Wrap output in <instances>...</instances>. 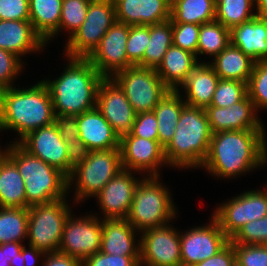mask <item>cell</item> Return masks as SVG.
<instances>
[{
  "label": "cell",
  "mask_w": 267,
  "mask_h": 266,
  "mask_svg": "<svg viewBox=\"0 0 267 266\" xmlns=\"http://www.w3.org/2000/svg\"><path fill=\"white\" fill-rule=\"evenodd\" d=\"M186 105L179 90H169L153 112L158 123V142L165 148L172 140L183 107Z\"/></svg>",
  "instance_id": "29"
},
{
  "label": "cell",
  "mask_w": 267,
  "mask_h": 266,
  "mask_svg": "<svg viewBox=\"0 0 267 266\" xmlns=\"http://www.w3.org/2000/svg\"><path fill=\"white\" fill-rule=\"evenodd\" d=\"M21 254L24 256L25 266H36L35 263L37 259L44 257L46 253L32 246H29V249L27 250L25 246H23L21 249Z\"/></svg>",
  "instance_id": "53"
},
{
  "label": "cell",
  "mask_w": 267,
  "mask_h": 266,
  "mask_svg": "<svg viewBox=\"0 0 267 266\" xmlns=\"http://www.w3.org/2000/svg\"><path fill=\"white\" fill-rule=\"evenodd\" d=\"M172 45V23L170 19L149 25V43L144 52V67L156 69L167 49Z\"/></svg>",
  "instance_id": "33"
},
{
  "label": "cell",
  "mask_w": 267,
  "mask_h": 266,
  "mask_svg": "<svg viewBox=\"0 0 267 266\" xmlns=\"http://www.w3.org/2000/svg\"><path fill=\"white\" fill-rule=\"evenodd\" d=\"M220 79L249 82L255 61L229 44L210 63Z\"/></svg>",
  "instance_id": "28"
},
{
  "label": "cell",
  "mask_w": 267,
  "mask_h": 266,
  "mask_svg": "<svg viewBox=\"0 0 267 266\" xmlns=\"http://www.w3.org/2000/svg\"><path fill=\"white\" fill-rule=\"evenodd\" d=\"M257 16L267 17V0H254Z\"/></svg>",
  "instance_id": "54"
},
{
  "label": "cell",
  "mask_w": 267,
  "mask_h": 266,
  "mask_svg": "<svg viewBox=\"0 0 267 266\" xmlns=\"http://www.w3.org/2000/svg\"><path fill=\"white\" fill-rule=\"evenodd\" d=\"M136 114L152 112L170 90L153 68L130 66L112 77Z\"/></svg>",
  "instance_id": "10"
},
{
  "label": "cell",
  "mask_w": 267,
  "mask_h": 266,
  "mask_svg": "<svg viewBox=\"0 0 267 266\" xmlns=\"http://www.w3.org/2000/svg\"><path fill=\"white\" fill-rule=\"evenodd\" d=\"M232 266H242L237 260H235L232 264Z\"/></svg>",
  "instance_id": "56"
},
{
  "label": "cell",
  "mask_w": 267,
  "mask_h": 266,
  "mask_svg": "<svg viewBox=\"0 0 267 266\" xmlns=\"http://www.w3.org/2000/svg\"><path fill=\"white\" fill-rule=\"evenodd\" d=\"M96 108L109 122L119 138L131 131L136 112L126 98L123 89L113 78L101 80L97 92Z\"/></svg>",
  "instance_id": "17"
},
{
  "label": "cell",
  "mask_w": 267,
  "mask_h": 266,
  "mask_svg": "<svg viewBox=\"0 0 267 266\" xmlns=\"http://www.w3.org/2000/svg\"><path fill=\"white\" fill-rule=\"evenodd\" d=\"M136 232L127 219H102L100 251L115 256H140V240L136 245Z\"/></svg>",
  "instance_id": "25"
},
{
  "label": "cell",
  "mask_w": 267,
  "mask_h": 266,
  "mask_svg": "<svg viewBox=\"0 0 267 266\" xmlns=\"http://www.w3.org/2000/svg\"><path fill=\"white\" fill-rule=\"evenodd\" d=\"M53 124L59 135L66 142L67 140L80 139L77 116L61 115L54 113Z\"/></svg>",
  "instance_id": "48"
},
{
  "label": "cell",
  "mask_w": 267,
  "mask_h": 266,
  "mask_svg": "<svg viewBox=\"0 0 267 266\" xmlns=\"http://www.w3.org/2000/svg\"><path fill=\"white\" fill-rule=\"evenodd\" d=\"M115 21L113 0H91L85 21L68 39L65 55L69 58H88Z\"/></svg>",
  "instance_id": "9"
},
{
  "label": "cell",
  "mask_w": 267,
  "mask_h": 266,
  "mask_svg": "<svg viewBox=\"0 0 267 266\" xmlns=\"http://www.w3.org/2000/svg\"><path fill=\"white\" fill-rule=\"evenodd\" d=\"M267 163L265 130H232L212 134L203 165L211 175L234 178Z\"/></svg>",
  "instance_id": "1"
},
{
  "label": "cell",
  "mask_w": 267,
  "mask_h": 266,
  "mask_svg": "<svg viewBox=\"0 0 267 266\" xmlns=\"http://www.w3.org/2000/svg\"><path fill=\"white\" fill-rule=\"evenodd\" d=\"M91 0H62L61 18L58 30L48 39L55 38V35L62 29L69 31V38L83 24Z\"/></svg>",
  "instance_id": "37"
},
{
  "label": "cell",
  "mask_w": 267,
  "mask_h": 266,
  "mask_svg": "<svg viewBox=\"0 0 267 266\" xmlns=\"http://www.w3.org/2000/svg\"><path fill=\"white\" fill-rule=\"evenodd\" d=\"M12 143L6 146L5 155L16 165L24 180L26 208L66 198L67 177L40 158L29 154L18 143Z\"/></svg>",
  "instance_id": "5"
},
{
  "label": "cell",
  "mask_w": 267,
  "mask_h": 266,
  "mask_svg": "<svg viewBox=\"0 0 267 266\" xmlns=\"http://www.w3.org/2000/svg\"><path fill=\"white\" fill-rule=\"evenodd\" d=\"M235 260L234 246L229 242L216 255L197 263L195 266H232Z\"/></svg>",
  "instance_id": "50"
},
{
  "label": "cell",
  "mask_w": 267,
  "mask_h": 266,
  "mask_svg": "<svg viewBox=\"0 0 267 266\" xmlns=\"http://www.w3.org/2000/svg\"><path fill=\"white\" fill-rule=\"evenodd\" d=\"M0 20H29V0H0Z\"/></svg>",
  "instance_id": "47"
},
{
  "label": "cell",
  "mask_w": 267,
  "mask_h": 266,
  "mask_svg": "<svg viewBox=\"0 0 267 266\" xmlns=\"http://www.w3.org/2000/svg\"><path fill=\"white\" fill-rule=\"evenodd\" d=\"M235 258L242 266H267V245L233 244Z\"/></svg>",
  "instance_id": "44"
},
{
  "label": "cell",
  "mask_w": 267,
  "mask_h": 266,
  "mask_svg": "<svg viewBox=\"0 0 267 266\" xmlns=\"http://www.w3.org/2000/svg\"><path fill=\"white\" fill-rule=\"evenodd\" d=\"M10 264L12 266H25L24 264V256L20 253L17 254V257L15 259H12Z\"/></svg>",
  "instance_id": "55"
},
{
  "label": "cell",
  "mask_w": 267,
  "mask_h": 266,
  "mask_svg": "<svg viewBox=\"0 0 267 266\" xmlns=\"http://www.w3.org/2000/svg\"><path fill=\"white\" fill-rule=\"evenodd\" d=\"M61 7L62 0H29V21L46 44L59 28Z\"/></svg>",
  "instance_id": "31"
},
{
  "label": "cell",
  "mask_w": 267,
  "mask_h": 266,
  "mask_svg": "<svg viewBox=\"0 0 267 266\" xmlns=\"http://www.w3.org/2000/svg\"><path fill=\"white\" fill-rule=\"evenodd\" d=\"M158 123L154 112L136 114L130 133L133 136L158 141Z\"/></svg>",
  "instance_id": "46"
},
{
  "label": "cell",
  "mask_w": 267,
  "mask_h": 266,
  "mask_svg": "<svg viewBox=\"0 0 267 266\" xmlns=\"http://www.w3.org/2000/svg\"><path fill=\"white\" fill-rule=\"evenodd\" d=\"M197 58L195 54L172 45L167 49L155 70L170 90H179L193 68L199 63Z\"/></svg>",
  "instance_id": "27"
},
{
  "label": "cell",
  "mask_w": 267,
  "mask_h": 266,
  "mask_svg": "<svg viewBox=\"0 0 267 266\" xmlns=\"http://www.w3.org/2000/svg\"><path fill=\"white\" fill-rule=\"evenodd\" d=\"M22 67L21 58L0 48V90L13 87L12 83L19 76Z\"/></svg>",
  "instance_id": "43"
},
{
  "label": "cell",
  "mask_w": 267,
  "mask_h": 266,
  "mask_svg": "<svg viewBox=\"0 0 267 266\" xmlns=\"http://www.w3.org/2000/svg\"><path fill=\"white\" fill-rule=\"evenodd\" d=\"M140 179L134 191V198L127 216V221L138 231L144 232L170 223L175 218L176 208L171 193L159 176L145 175Z\"/></svg>",
  "instance_id": "6"
},
{
  "label": "cell",
  "mask_w": 267,
  "mask_h": 266,
  "mask_svg": "<svg viewBox=\"0 0 267 266\" xmlns=\"http://www.w3.org/2000/svg\"><path fill=\"white\" fill-rule=\"evenodd\" d=\"M66 219L58 251L83 261L101 249L102 220L94 215Z\"/></svg>",
  "instance_id": "12"
},
{
  "label": "cell",
  "mask_w": 267,
  "mask_h": 266,
  "mask_svg": "<svg viewBox=\"0 0 267 266\" xmlns=\"http://www.w3.org/2000/svg\"><path fill=\"white\" fill-rule=\"evenodd\" d=\"M122 169L119 149L90 151L84 162L67 178L68 193L75 181L74 201L78 203L87 197H94Z\"/></svg>",
  "instance_id": "7"
},
{
  "label": "cell",
  "mask_w": 267,
  "mask_h": 266,
  "mask_svg": "<svg viewBox=\"0 0 267 266\" xmlns=\"http://www.w3.org/2000/svg\"><path fill=\"white\" fill-rule=\"evenodd\" d=\"M180 266H195V265H183V264H181Z\"/></svg>",
  "instance_id": "58"
},
{
  "label": "cell",
  "mask_w": 267,
  "mask_h": 266,
  "mask_svg": "<svg viewBox=\"0 0 267 266\" xmlns=\"http://www.w3.org/2000/svg\"><path fill=\"white\" fill-rule=\"evenodd\" d=\"M29 20H0V48L19 58L46 47ZM25 54V55H24Z\"/></svg>",
  "instance_id": "23"
},
{
  "label": "cell",
  "mask_w": 267,
  "mask_h": 266,
  "mask_svg": "<svg viewBox=\"0 0 267 266\" xmlns=\"http://www.w3.org/2000/svg\"><path fill=\"white\" fill-rule=\"evenodd\" d=\"M0 207L26 208L24 180L6 155L0 159Z\"/></svg>",
  "instance_id": "30"
},
{
  "label": "cell",
  "mask_w": 267,
  "mask_h": 266,
  "mask_svg": "<svg viewBox=\"0 0 267 266\" xmlns=\"http://www.w3.org/2000/svg\"><path fill=\"white\" fill-rule=\"evenodd\" d=\"M149 43V25L129 26V36L126 43L128 68L130 66L144 67V52Z\"/></svg>",
  "instance_id": "38"
},
{
  "label": "cell",
  "mask_w": 267,
  "mask_h": 266,
  "mask_svg": "<svg viewBox=\"0 0 267 266\" xmlns=\"http://www.w3.org/2000/svg\"><path fill=\"white\" fill-rule=\"evenodd\" d=\"M255 110V105L248 94L229 107L205 108L212 134L232 130H265Z\"/></svg>",
  "instance_id": "20"
},
{
  "label": "cell",
  "mask_w": 267,
  "mask_h": 266,
  "mask_svg": "<svg viewBox=\"0 0 267 266\" xmlns=\"http://www.w3.org/2000/svg\"><path fill=\"white\" fill-rule=\"evenodd\" d=\"M116 21L128 26L158 24L170 19L171 0H113Z\"/></svg>",
  "instance_id": "21"
},
{
  "label": "cell",
  "mask_w": 267,
  "mask_h": 266,
  "mask_svg": "<svg viewBox=\"0 0 267 266\" xmlns=\"http://www.w3.org/2000/svg\"><path fill=\"white\" fill-rule=\"evenodd\" d=\"M4 155H5V148H4L3 151L0 149V159H1Z\"/></svg>",
  "instance_id": "57"
},
{
  "label": "cell",
  "mask_w": 267,
  "mask_h": 266,
  "mask_svg": "<svg viewBox=\"0 0 267 266\" xmlns=\"http://www.w3.org/2000/svg\"><path fill=\"white\" fill-rule=\"evenodd\" d=\"M230 239L212 217L210 223L180 232L181 261L183 265H196L222 250Z\"/></svg>",
  "instance_id": "14"
},
{
  "label": "cell",
  "mask_w": 267,
  "mask_h": 266,
  "mask_svg": "<svg viewBox=\"0 0 267 266\" xmlns=\"http://www.w3.org/2000/svg\"><path fill=\"white\" fill-rule=\"evenodd\" d=\"M230 242L232 244L267 245V215L261 219L246 223L230 239Z\"/></svg>",
  "instance_id": "41"
},
{
  "label": "cell",
  "mask_w": 267,
  "mask_h": 266,
  "mask_svg": "<svg viewBox=\"0 0 267 266\" xmlns=\"http://www.w3.org/2000/svg\"><path fill=\"white\" fill-rule=\"evenodd\" d=\"M254 6V0H216L215 20L230 29L256 17Z\"/></svg>",
  "instance_id": "35"
},
{
  "label": "cell",
  "mask_w": 267,
  "mask_h": 266,
  "mask_svg": "<svg viewBox=\"0 0 267 266\" xmlns=\"http://www.w3.org/2000/svg\"><path fill=\"white\" fill-rule=\"evenodd\" d=\"M200 25L193 23H172L173 45L187 50L197 57Z\"/></svg>",
  "instance_id": "42"
},
{
  "label": "cell",
  "mask_w": 267,
  "mask_h": 266,
  "mask_svg": "<svg viewBox=\"0 0 267 266\" xmlns=\"http://www.w3.org/2000/svg\"><path fill=\"white\" fill-rule=\"evenodd\" d=\"M62 75L43 82L47 85L56 114L78 116L96 107L103 77L87 58H67Z\"/></svg>",
  "instance_id": "3"
},
{
  "label": "cell",
  "mask_w": 267,
  "mask_h": 266,
  "mask_svg": "<svg viewBox=\"0 0 267 266\" xmlns=\"http://www.w3.org/2000/svg\"><path fill=\"white\" fill-rule=\"evenodd\" d=\"M68 169L72 172L88 157L90 150L81 139L66 141Z\"/></svg>",
  "instance_id": "49"
},
{
  "label": "cell",
  "mask_w": 267,
  "mask_h": 266,
  "mask_svg": "<svg viewBox=\"0 0 267 266\" xmlns=\"http://www.w3.org/2000/svg\"><path fill=\"white\" fill-rule=\"evenodd\" d=\"M18 144L29 154L59 170L67 178L71 175L72 172L68 169L66 142L54 124L31 131Z\"/></svg>",
  "instance_id": "18"
},
{
  "label": "cell",
  "mask_w": 267,
  "mask_h": 266,
  "mask_svg": "<svg viewBox=\"0 0 267 266\" xmlns=\"http://www.w3.org/2000/svg\"><path fill=\"white\" fill-rule=\"evenodd\" d=\"M119 150L122 167L125 170L160 176V167L165 164L169 166L164 147L156 140L136 137L129 132L120 137Z\"/></svg>",
  "instance_id": "15"
},
{
  "label": "cell",
  "mask_w": 267,
  "mask_h": 266,
  "mask_svg": "<svg viewBox=\"0 0 267 266\" xmlns=\"http://www.w3.org/2000/svg\"><path fill=\"white\" fill-rule=\"evenodd\" d=\"M230 44L255 62L267 60V17L256 16L229 29Z\"/></svg>",
  "instance_id": "24"
},
{
  "label": "cell",
  "mask_w": 267,
  "mask_h": 266,
  "mask_svg": "<svg viewBox=\"0 0 267 266\" xmlns=\"http://www.w3.org/2000/svg\"><path fill=\"white\" fill-rule=\"evenodd\" d=\"M28 208L0 207V245L20 242L27 237Z\"/></svg>",
  "instance_id": "34"
},
{
  "label": "cell",
  "mask_w": 267,
  "mask_h": 266,
  "mask_svg": "<svg viewBox=\"0 0 267 266\" xmlns=\"http://www.w3.org/2000/svg\"><path fill=\"white\" fill-rule=\"evenodd\" d=\"M42 266H82V261L60 251H55L45 254Z\"/></svg>",
  "instance_id": "51"
},
{
  "label": "cell",
  "mask_w": 267,
  "mask_h": 266,
  "mask_svg": "<svg viewBox=\"0 0 267 266\" xmlns=\"http://www.w3.org/2000/svg\"><path fill=\"white\" fill-rule=\"evenodd\" d=\"M23 244L20 242H9L0 245V266H12L10 264L12 259L17 257L21 252Z\"/></svg>",
  "instance_id": "52"
},
{
  "label": "cell",
  "mask_w": 267,
  "mask_h": 266,
  "mask_svg": "<svg viewBox=\"0 0 267 266\" xmlns=\"http://www.w3.org/2000/svg\"><path fill=\"white\" fill-rule=\"evenodd\" d=\"M140 266H180V232L169 223L141 232Z\"/></svg>",
  "instance_id": "13"
},
{
  "label": "cell",
  "mask_w": 267,
  "mask_h": 266,
  "mask_svg": "<svg viewBox=\"0 0 267 266\" xmlns=\"http://www.w3.org/2000/svg\"><path fill=\"white\" fill-rule=\"evenodd\" d=\"M247 83L237 80L220 79L213 94L210 106L229 107L241 101L246 95Z\"/></svg>",
  "instance_id": "40"
},
{
  "label": "cell",
  "mask_w": 267,
  "mask_h": 266,
  "mask_svg": "<svg viewBox=\"0 0 267 266\" xmlns=\"http://www.w3.org/2000/svg\"><path fill=\"white\" fill-rule=\"evenodd\" d=\"M212 131L205 109L185 105L172 140L164 148L169 166L201 168L207 158Z\"/></svg>",
  "instance_id": "4"
},
{
  "label": "cell",
  "mask_w": 267,
  "mask_h": 266,
  "mask_svg": "<svg viewBox=\"0 0 267 266\" xmlns=\"http://www.w3.org/2000/svg\"><path fill=\"white\" fill-rule=\"evenodd\" d=\"M219 80L210 62H199L180 86L185 90V103L203 109L210 106Z\"/></svg>",
  "instance_id": "26"
},
{
  "label": "cell",
  "mask_w": 267,
  "mask_h": 266,
  "mask_svg": "<svg viewBox=\"0 0 267 266\" xmlns=\"http://www.w3.org/2000/svg\"><path fill=\"white\" fill-rule=\"evenodd\" d=\"M79 137L90 151L119 149V136L95 107L77 116Z\"/></svg>",
  "instance_id": "22"
},
{
  "label": "cell",
  "mask_w": 267,
  "mask_h": 266,
  "mask_svg": "<svg viewBox=\"0 0 267 266\" xmlns=\"http://www.w3.org/2000/svg\"><path fill=\"white\" fill-rule=\"evenodd\" d=\"M230 44L229 28L214 20L200 25L197 55L214 58Z\"/></svg>",
  "instance_id": "36"
},
{
  "label": "cell",
  "mask_w": 267,
  "mask_h": 266,
  "mask_svg": "<svg viewBox=\"0 0 267 266\" xmlns=\"http://www.w3.org/2000/svg\"><path fill=\"white\" fill-rule=\"evenodd\" d=\"M216 0H171V23L204 24L215 20Z\"/></svg>",
  "instance_id": "32"
},
{
  "label": "cell",
  "mask_w": 267,
  "mask_h": 266,
  "mask_svg": "<svg viewBox=\"0 0 267 266\" xmlns=\"http://www.w3.org/2000/svg\"><path fill=\"white\" fill-rule=\"evenodd\" d=\"M132 171L122 169L95 196L103 219H126L134 198V191L140 180Z\"/></svg>",
  "instance_id": "19"
},
{
  "label": "cell",
  "mask_w": 267,
  "mask_h": 266,
  "mask_svg": "<svg viewBox=\"0 0 267 266\" xmlns=\"http://www.w3.org/2000/svg\"><path fill=\"white\" fill-rule=\"evenodd\" d=\"M66 198L28 208L29 246L45 253L58 251L66 219L71 214Z\"/></svg>",
  "instance_id": "8"
},
{
  "label": "cell",
  "mask_w": 267,
  "mask_h": 266,
  "mask_svg": "<svg viewBox=\"0 0 267 266\" xmlns=\"http://www.w3.org/2000/svg\"><path fill=\"white\" fill-rule=\"evenodd\" d=\"M265 189L243 192L215 210L211 217L229 239L246 223L267 215V187Z\"/></svg>",
  "instance_id": "11"
},
{
  "label": "cell",
  "mask_w": 267,
  "mask_h": 266,
  "mask_svg": "<svg viewBox=\"0 0 267 266\" xmlns=\"http://www.w3.org/2000/svg\"><path fill=\"white\" fill-rule=\"evenodd\" d=\"M82 266H140V256H115L99 251L84 259Z\"/></svg>",
  "instance_id": "45"
},
{
  "label": "cell",
  "mask_w": 267,
  "mask_h": 266,
  "mask_svg": "<svg viewBox=\"0 0 267 266\" xmlns=\"http://www.w3.org/2000/svg\"><path fill=\"white\" fill-rule=\"evenodd\" d=\"M54 110L47 85L41 80L28 89L0 90V131L13 130L18 143L31 131L53 124Z\"/></svg>",
  "instance_id": "2"
},
{
  "label": "cell",
  "mask_w": 267,
  "mask_h": 266,
  "mask_svg": "<svg viewBox=\"0 0 267 266\" xmlns=\"http://www.w3.org/2000/svg\"><path fill=\"white\" fill-rule=\"evenodd\" d=\"M128 36L129 26L115 21L102 37L98 47L87 58L103 78H112L119 71L128 68Z\"/></svg>",
  "instance_id": "16"
},
{
  "label": "cell",
  "mask_w": 267,
  "mask_h": 266,
  "mask_svg": "<svg viewBox=\"0 0 267 266\" xmlns=\"http://www.w3.org/2000/svg\"><path fill=\"white\" fill-rule=\"evenodd\" d=\"M247 91L256 111L267 110V60L255 62Z\"/></svg>",
  "instance_id": "39"
}]
</instances>
